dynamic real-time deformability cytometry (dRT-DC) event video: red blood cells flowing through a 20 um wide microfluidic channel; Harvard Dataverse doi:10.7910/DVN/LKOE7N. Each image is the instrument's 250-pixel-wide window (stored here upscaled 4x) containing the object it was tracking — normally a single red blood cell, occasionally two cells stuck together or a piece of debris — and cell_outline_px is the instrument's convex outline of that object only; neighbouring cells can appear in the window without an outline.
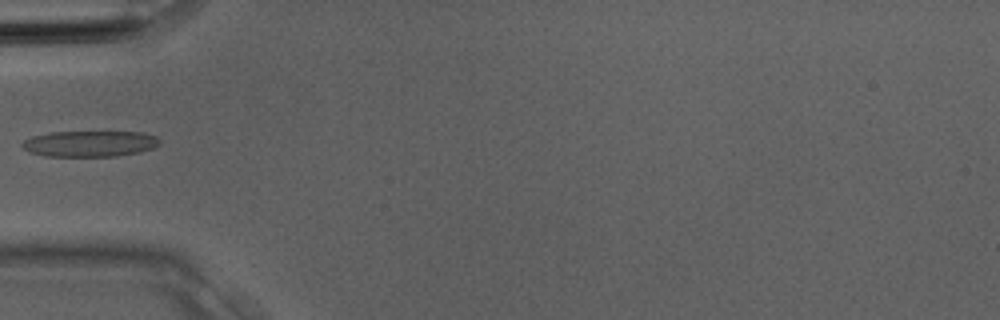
{"species": "Egyptian fruit bat (a non-hibernating species)", "species_latin": "Rousettus aegyptiacus", "temperature_condition": "room temperature", "stored_images_in_passage": 2, "camera_frame_rate_fps": 3000, "um_per_image_px": 0.085, "animal": {"sex": "male"}, "frame": {"image": 1, "passage_image": 2, "time_ms": 0.333, "image_size_px": [1000, 320], "cell_outline_px": [[160, 144], [152, 148], [140, 152], [116, 156], [44, 156], [28, 152], [20, 144], [24, 140], [32, 136], [52, 132], [140, 132], [156, 136], [160, 140]], "centroid_in_image_um": [7.62, 12.21], "position_along_channel_um": 77.4, "area_um2": 20.81}}